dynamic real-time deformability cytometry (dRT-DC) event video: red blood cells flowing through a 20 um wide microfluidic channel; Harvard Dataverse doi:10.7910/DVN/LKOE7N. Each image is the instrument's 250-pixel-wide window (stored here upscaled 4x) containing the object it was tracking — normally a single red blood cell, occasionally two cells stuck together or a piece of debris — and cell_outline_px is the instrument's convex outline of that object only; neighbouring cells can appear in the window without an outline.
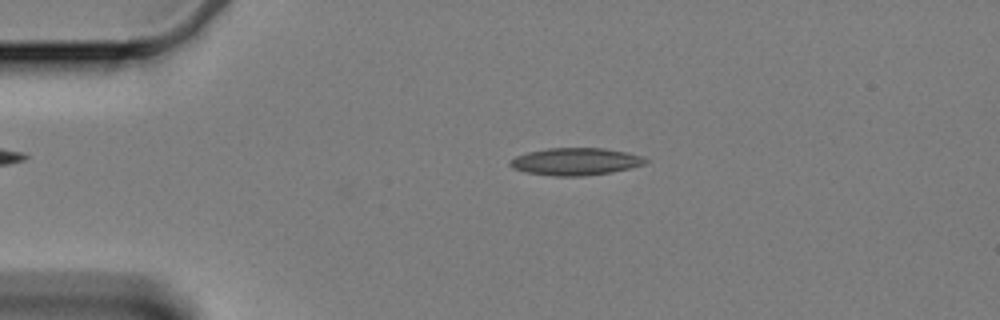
{"species": "Egyptian fruit bat (a non-hibernating species)", "species_latin": "Rousettus aegyptiacus", "temperature_condition": "cold", "stored_images_in_passage": 54, "camera_frame_rate_fps": 3000, "um_per_image_px": 0.085, "animal": {"sex": "female"}, "frame": {"image": 1, "passage_image": 7, "time_ms": 2.0, "image_size_px": [1000, 320], "cell_outline_px": [[648, 160], [644, 164], [612, 172], [584, 176], [552, 176], [524, 172], [512, 168], [508, 164], [508, 160], [516, 156], [528, 152], [548, 148], [604, 148], [644, 156]], "centroid_in_image_um": [48.87, 13.73], "position_along_channel_um": 36.1, "area_um2": 21.62}}
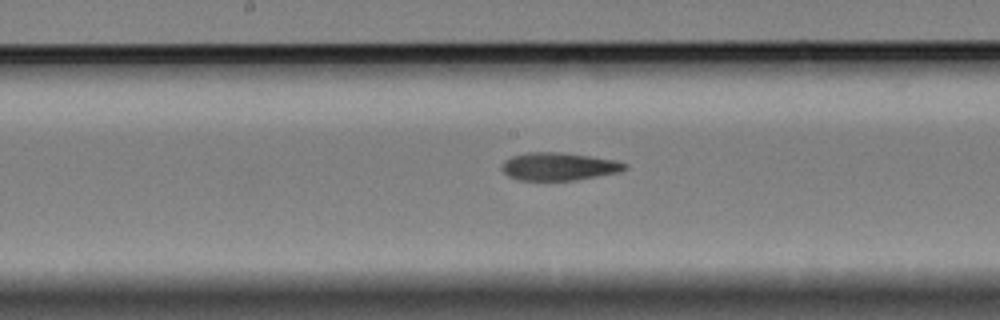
{"frame": {"image": 2, "passage_image": 25, "time_ms": 8.0, "image_size_px": [1000, 320], "cell_outline_px": [[628, 168], [620, 172], [576, 180], [516, 180], [508, 176], [500, 168], [500, 164], [504, 160], [512, 156], [528, 152], [560, 152], [616, 160], [628, 164]], "centroid_in_image_um": [47.48, 14.15], "position_along_channel_um": 200.7, "area_um2": 20.11}}
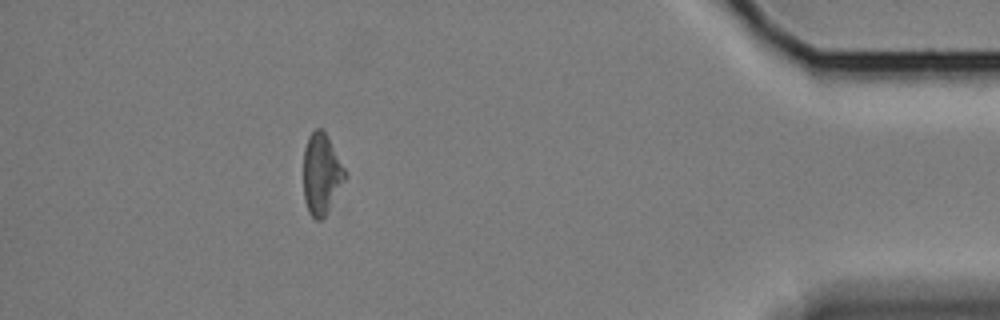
{"frame": {"image": 3, "passage_image": 48, "time_ms": 15.667, "image_size_px": [1000, 320], "cell_outline_px": [[348, 176], [324, 216], [320, 220], [316, 220], [308, 212], [304, 200], [304, 148], [308, 136], [316, 128], [320, 128], [328, 136]], "centroid_in_image_um": [27.32, 14.78], "position_along_channel_um": 407.9, "area_um2": 19.48}, "authors_computed_cell_mechanics": {"area_um2": 20.5479, "velocity_mm_per_s": 3.3332, "shape_relaxation_time_tau1_ms": null, "shape_relaxation_time_tau2_ms": 6.0498, "deformation_change_tau1": null, "deformation_change_tau2": 0.1476}}